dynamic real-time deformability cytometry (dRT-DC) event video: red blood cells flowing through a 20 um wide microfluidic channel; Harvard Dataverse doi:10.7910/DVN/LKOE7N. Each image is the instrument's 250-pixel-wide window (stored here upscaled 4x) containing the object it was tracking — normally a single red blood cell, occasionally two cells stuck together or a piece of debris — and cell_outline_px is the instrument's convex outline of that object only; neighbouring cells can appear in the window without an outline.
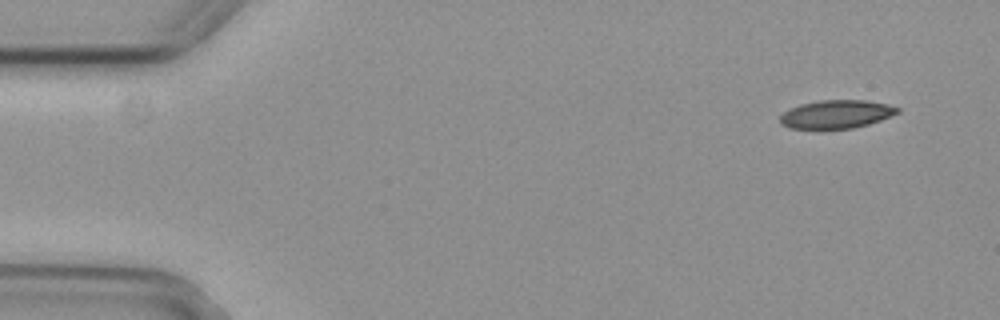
{"species": "common noctule bat (a hibernating species)", "species_latin": "Nyctalus noctula", "temperature_condition": "cold", "stored_images_in_passage": 5, "camera_frame_rate_fps": 3000, "um_per_image_px": 0.085, "animal": {"sex": "female", "body_mass_g": 29.2, "forearm_length_mm": 56.3}, "frame": {"image": 1, "passage_image": 1, "time_ms": 0.0, "image_size_px": [1000, 320], "cell_outline_px": [[900, 112], [880, 120], [868, 124], [852, 128], [788, 128], [780, 124], [780, 116], [784, 112], [800, 104], [820, 100], [864, 100], [888, 104], [900, 108]], "centroid_in_image_um": [71.1, 9.7], "position_along_channel_um": 13.9, "area_um2": 19.19}}
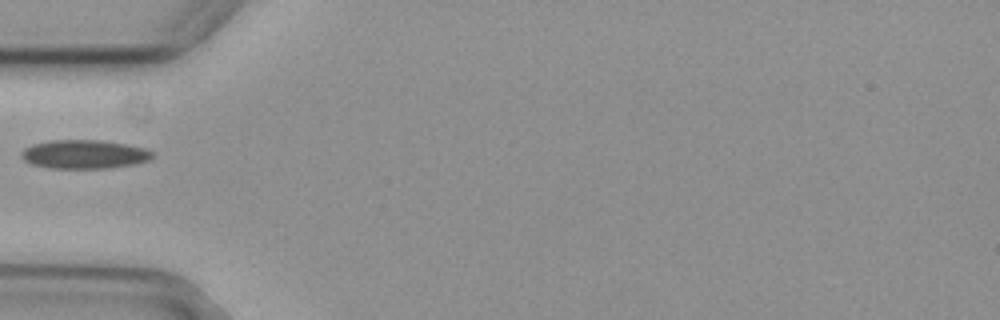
{"frame": {"image": 2, "passage_image": 4, "time_ms": 1.0, "image_size_px": [1000, 320], "cell_outline_px": [[152, 156], [148, 160], [132, 164], [108, 168], [52, 168], [32, 164], [24, 160], [20, 156], [20, 152], [24, 148], [32, 144], [52, 140], [100, 140], [128, 144], [148, 148], [152, 152]], "centroid_in_image_um": [7.15, 13.1], "position_along_channel_um": 77.9, "area_um2": 21.96}}
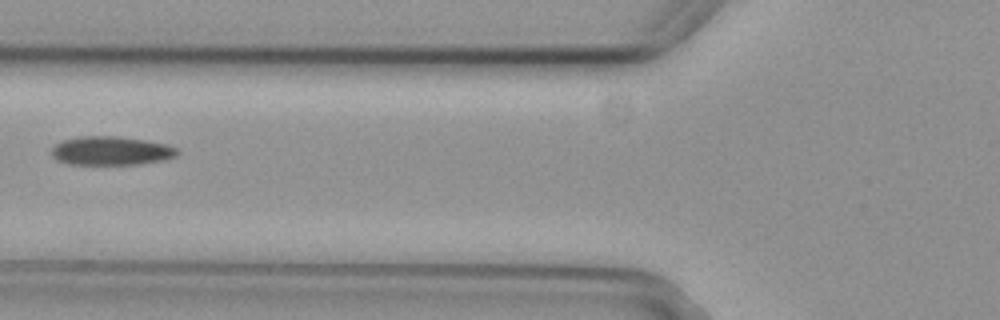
{"frame": {"image": 3, "passage_image": 5, "time_ms": 1.333, "image_size_px": [1000, 320], "cell_outline_px": [[180, 152], [176, 156], [164, 160], [140, 164], [68, 164], [56, 160], [52, 156], [52, 148], [56, 144], [64, 140], [80, 136], [116, 136], [144, 140], [168, 144], [176, 148]], "centroid_in_image_um": [9.46, 12.82], "position_along_channel_um": 116.3, "area_um2": 21.1}}